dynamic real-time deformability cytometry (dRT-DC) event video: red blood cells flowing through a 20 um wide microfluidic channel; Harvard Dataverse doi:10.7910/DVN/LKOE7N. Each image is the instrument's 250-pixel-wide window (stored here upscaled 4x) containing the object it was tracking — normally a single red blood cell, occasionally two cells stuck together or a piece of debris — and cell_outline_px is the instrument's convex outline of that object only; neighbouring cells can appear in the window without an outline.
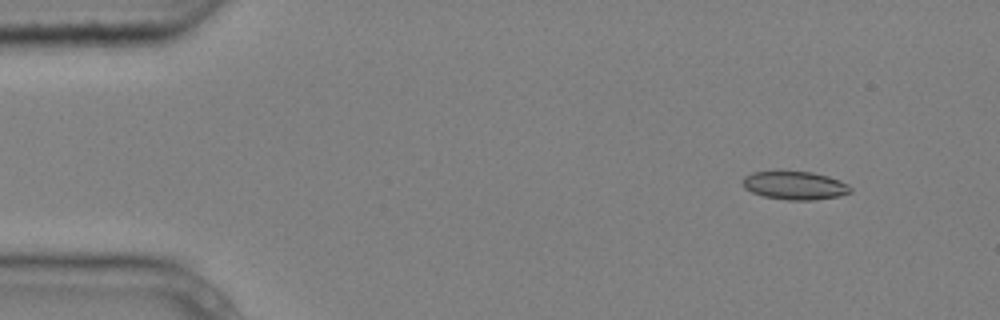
{"species": "common noctule bat (a hibernating species)", "species_latin": "Nyctalus noctula", "temperature_condition": "cold", "stored_images_in_passage": 6, "camera_frame_rate_fps": 3000, "um_per_image_px": 0.085, "animal": {"sex": "male", "body_mass_g": 20.4}, "frame": {"image": 1, "passage_image": 2, "time_ms": 0.333, "image_size_px": [1000, 320], "cell_outline_px": [[852, 192], [840, 196], [816, 200], [788, 200], [764, 196], [752, 192], [744, 188], [744, 176], [752, 172], [812, 172], [828, 176], [840, 180], [848, 184], [852, 188]], "centroid_in_image_um": [67.62, 15.78], "position_along_channel_um": 17.4, "area_um2": 17.69}}
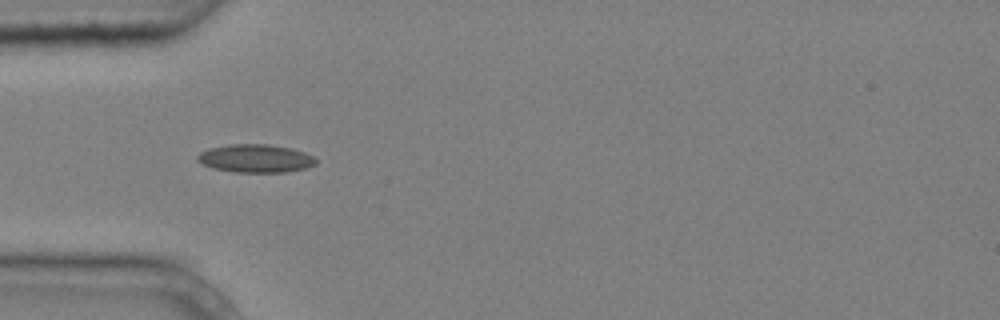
{"frame": {"image": 2, "passage_image": 5, "time_ms": 1.333, "image_size_px": [1000, 320], "cell_outline_px": [[316, 164], [304, 168], [288, 172], [236, 172], [212, 168], [196, 160], [196, 156], [200, 152], [208, 148], [232, 144], [268, 144], [292, 148], [304, 152], [312, 156], [316, 160]], "centroid_in_image_um": [21.7, 13.46], "position_along_channel_um": 63.3, "area_um2": 19.42}}
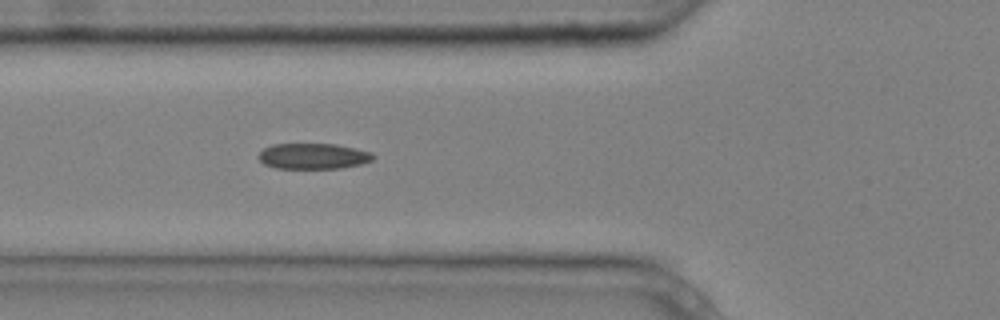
{"frame": {"image": 3, "passage_image": 6, "time_ms": 1.667, "image_size_px": [1000, 320], "cell_outline_px": [[376, 156], [372, 160], [360, 164], [340, 168], [276, 168], [264, 164], [260, 160], [260, 152], [264, 148], [272, 144], [336, 144], [372, 152]], "centroid_in_image_um": [26.64, 13.27], "position_along_channel_um": 99.2, "area_um2": 17.05}}